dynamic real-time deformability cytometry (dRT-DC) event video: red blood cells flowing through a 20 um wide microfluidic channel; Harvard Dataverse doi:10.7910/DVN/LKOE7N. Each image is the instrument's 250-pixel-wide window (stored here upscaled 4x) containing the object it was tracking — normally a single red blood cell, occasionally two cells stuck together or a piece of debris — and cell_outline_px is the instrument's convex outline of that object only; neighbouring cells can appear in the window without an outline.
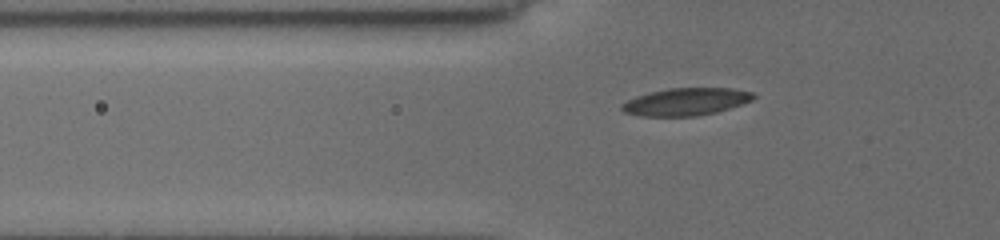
{"species": "common noctule bat (a hibernating species)", "species_latin": "Nyctalus noctula", "temperature_condition": "cold", "stored_images_in_passage": 42, "camera_frame_rate_fps": 3000, "um_per_image_px": 0.085, "animal": {"sex": "female", "body_mass_g": 19.5, "forearm_length_mm": 54.1}, "frame": {"image": 1, "passage_image": 3, "time_ms": 0.667, "image_size_px": [1000, 240], "cell_outline_px": [[756, 96], [752, 100], [716, 112], [696, 116], [640, 116], [624, 112], [620, 108], [620, 104], [636, 96], [648, 92], [668, 88], [732, 88], [752, 92]], "centroid_in_image_um": [58.26, 8.64], "position_along_channel_um": 67.5, "area_um2": 21.04}}
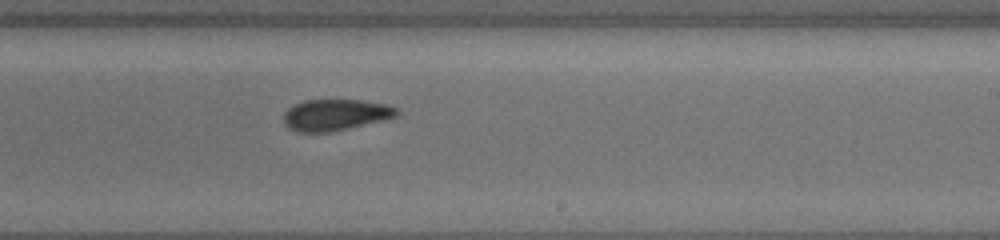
{"frame": {"image": 2, "passage_image": 19, "time_ms": 6.0, "image_size_px": [1000, 240], "cell_outline_px": [[400, 112], [396, 116], [348, 128], [328, 132], [296, 132], [288, 128], [284, 124], [284, 112], [288, 108], [304, 100], [360, 100], [384, 104], [396, 108]], "centroid_in_image_um": [28.45, 9.76], "position_along_channel_um": 260.6, "area_um2": 20.35}}
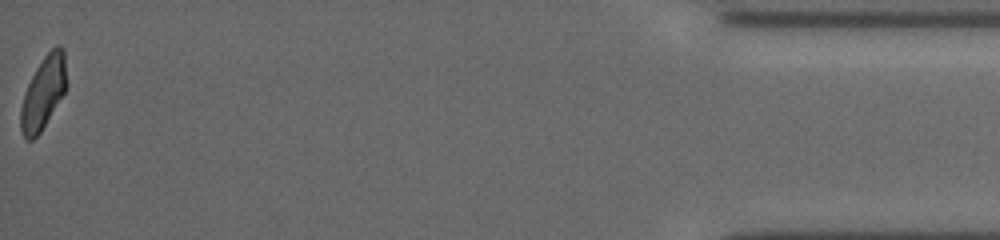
{"frame": {"image": 3, "passage_image": 42, "time_ms": 12.667, "image_size_px": [1000, 240], "cell_outline_px": [[64, 92], [40, 132], [32, 140], [24, 140], [20, 132], [20, 108], [24, 92], [36, 68], [44, 56], [56, 44], [60, 44], [64, 48]], "centroid_in_image_um": [3.62, 7.91], "position_along_channel_um": 431.6, "area_um2": 18.96}, "authors_computed_cell_mechanics": {"area_um2": 20.2878, "velocity_mm_per_s": 3.7356, "shape_relaxation_time_tau1_ms": 3.7532, "shape_relaxation_time_tau2_ms": 4.184, "deformation_change_tau1": 0.102, "deformation_change_tau2": 0.0818}}